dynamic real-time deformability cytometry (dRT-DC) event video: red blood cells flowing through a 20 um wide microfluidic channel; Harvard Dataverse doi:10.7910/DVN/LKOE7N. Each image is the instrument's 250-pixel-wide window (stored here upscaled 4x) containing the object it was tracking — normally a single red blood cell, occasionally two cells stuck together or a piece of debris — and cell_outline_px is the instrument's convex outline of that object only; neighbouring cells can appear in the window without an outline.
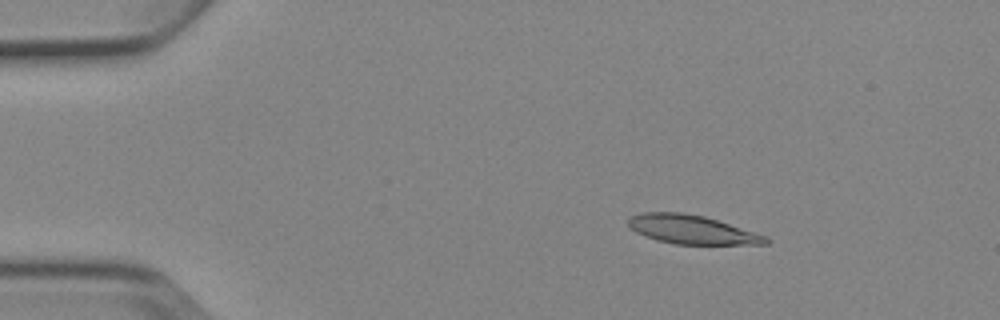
{"species": "Egyptian fruit bat (a non-hibernating species)", "species_latin": "Rousettus aegyptiacus", "temperature_condition": "cold", "stored_images_in_passage": 5, "camera_frame_rate_fps": 3000, "um_per_image_px": 0.085, "animal": {"sex": "female"}, "frame": {"image": 1, "passage_image": 2, "time_ms": 1.0, "image_size_px": [1000, 320], "cell_outline_px": [[772, 240], [768, 244], [676, 244], [656, 240], [644, 236], [636, 232], [628, 224], [628, 220], [632, 216], [640, 212], [684, 212], [704, 216], [768, 236]], "centroid_in_image_um": [58.83, 19.51], "position_along_channel_um": 26.2, "area_um2": 23.12}}